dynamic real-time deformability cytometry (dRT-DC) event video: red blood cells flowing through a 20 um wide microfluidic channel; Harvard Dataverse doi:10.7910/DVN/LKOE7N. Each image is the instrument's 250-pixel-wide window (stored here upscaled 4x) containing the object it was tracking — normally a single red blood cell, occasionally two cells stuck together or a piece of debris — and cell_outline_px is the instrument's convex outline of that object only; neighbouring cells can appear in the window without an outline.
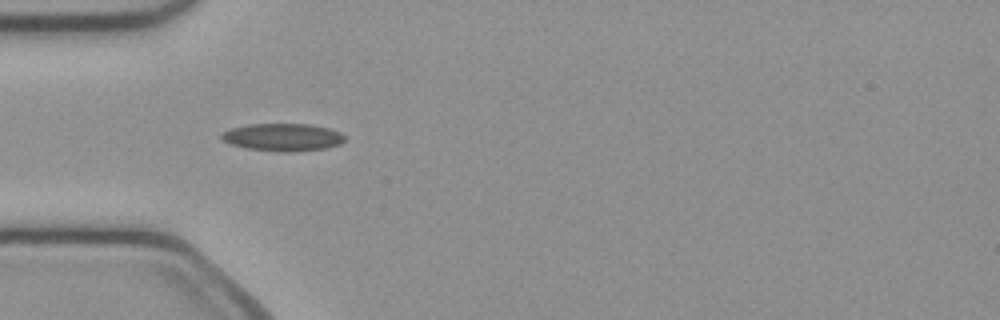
{"species": "common noctule bat (a hibernating species)", "species_latin": "Nyctalus noctula", "temperature_condition": "cold", "stored_images_in_passage": 25, "camera_frame_rate_fps": 3000, "um_per_image_px": 0.085, "animal": {"sex": "female", "body_mass_g": 21.9}, "frame": {"image": 1, "passage_image": 4, "time_ms": 1.0, "image_size_px": [1000, 320], "cell_outline_px": [[344, 140], [340, 144], [324, 148], [284, 152], [248, 148], [232, 144], [224, 140], [220, 136], [220, 132], [232, 128], [248, 124], [308, 124], [328, 128], [340, 132], [344, 136]], "centroid_in_image_um": [24.02, 11.65], "position_along_channel_um": 61.0, "area_um2": 19.48}}
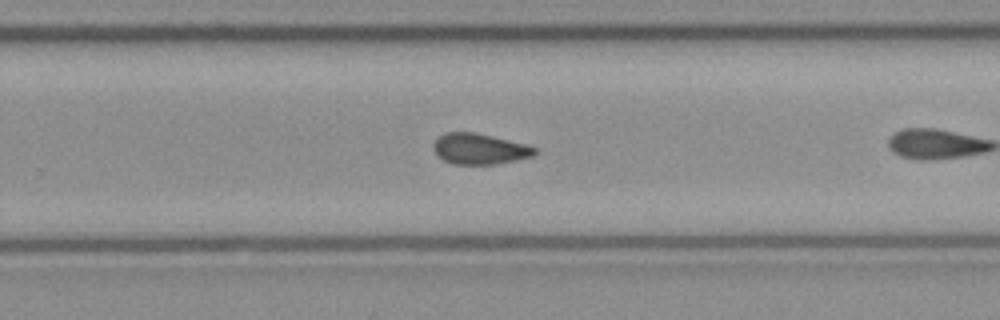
{"frame": {"image": 2, "passage_image": 18, "time_ms": 5.667, "image_size_px": [1000, 320], "cell_outline_px": [[536, 152], [532, 156], [516, 160], [496, 164], [452, 164], [444, 160], [432, 148], [432, 144], [444, 132], [472, 132], [492, 136], [528, 144], [536, 148]], "centroid_in_image_um": [40.77, 12.65], "position_along_channel_um": 289.0, "area_um2": 18.09}}